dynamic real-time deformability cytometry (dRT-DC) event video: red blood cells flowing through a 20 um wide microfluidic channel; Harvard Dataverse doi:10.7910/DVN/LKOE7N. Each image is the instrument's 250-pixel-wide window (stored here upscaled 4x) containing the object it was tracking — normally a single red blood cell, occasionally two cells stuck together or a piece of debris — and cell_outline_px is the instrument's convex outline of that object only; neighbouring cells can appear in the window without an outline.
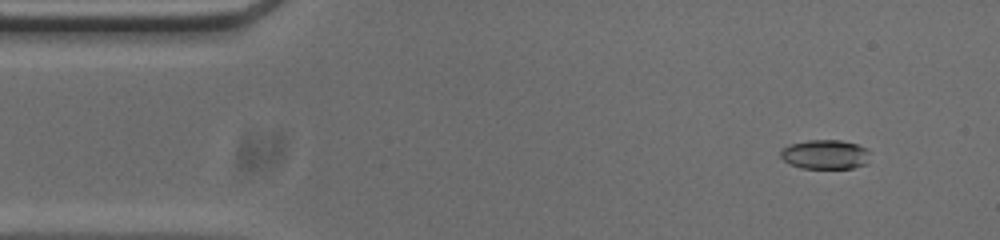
{"species": "common noctule bat (a hibernating species)", "species_latin": "Nyctalus noctula", "temperature_condition": "cold", "stored_images_in_passage": 53, "camera_frame_rate_fps": 3000, "um_per_image_px": 0.085, "animal": {"sex": "male", "body_mass_g": 20.0, "forearm_length_mm": 53.3}, "frame": {"image": 1, "passage_image": 5, "time_ms": 1.333, "image_size_px": [1000, 240], "cell_outline_px": [[868, 164], [852, 168], [800, 168], [788, 164], [780, 156], [780, 152], [784, 148], [792, 144], [808, 140], [840, 140], [856, 144], [864, 148], [868, 152]], "centroid_in_image_um": [70.13, 13.14], "position_along_channel_um": 14.9, "area_um2": 15.2}}
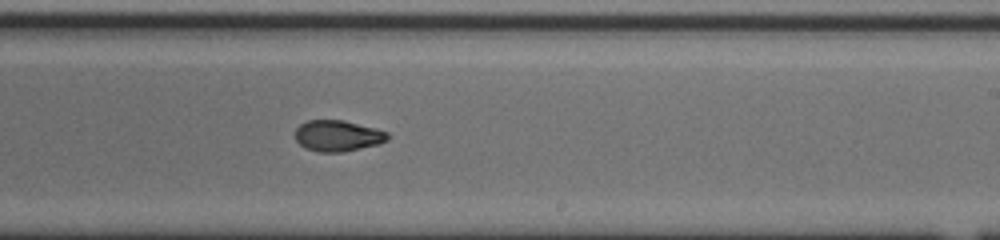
{"frame": {"image": 2, "passage_image": 31, "time_ms": 10.0, "image_size_px": [1000, 240], "cell_outline_px": [[388, 140], [380, 144], [340, 152], [320, 152], [304, 148], [296, 140], [296, 128], [300, 124], [308, 120], [344, 120], [376, 128], [388, 132]], "centroid_in_image_um": [28.71, 11.54], "position_along_channel_um": 260.3, "area_um2": 16.76}}
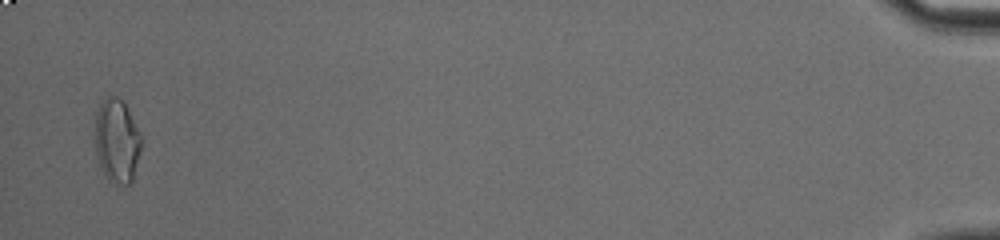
{"frame": {"image": 3, "passage_image": 52, "time_ms": 17.0, "image_size_px": [1000, 240], "cell_outline_px": [[144, 144], [132, 180], [128, 184], [120, 184], [108, 180], [100, 164], [96, 152], [96, 112], [100, 104], [108, 96], [116, 96], [124, 100], [144, 140]], "centroid_in_image_um": [9.99, 11.94], "position_along_channel_um": 425.2, "area_um2": 22.77}, "authors_computed_cell_mechanics": {"area_um2": 17.1088, "velocity_mm_per_s": 3.7994, "shape_relaxation_time_tau1_ms": 6.3486, "shape_relaxation_time_tau2_ms": 1.5158, "deformation_change_tau1": 0.2096, "deformation_change_tau2": 0.0574}}